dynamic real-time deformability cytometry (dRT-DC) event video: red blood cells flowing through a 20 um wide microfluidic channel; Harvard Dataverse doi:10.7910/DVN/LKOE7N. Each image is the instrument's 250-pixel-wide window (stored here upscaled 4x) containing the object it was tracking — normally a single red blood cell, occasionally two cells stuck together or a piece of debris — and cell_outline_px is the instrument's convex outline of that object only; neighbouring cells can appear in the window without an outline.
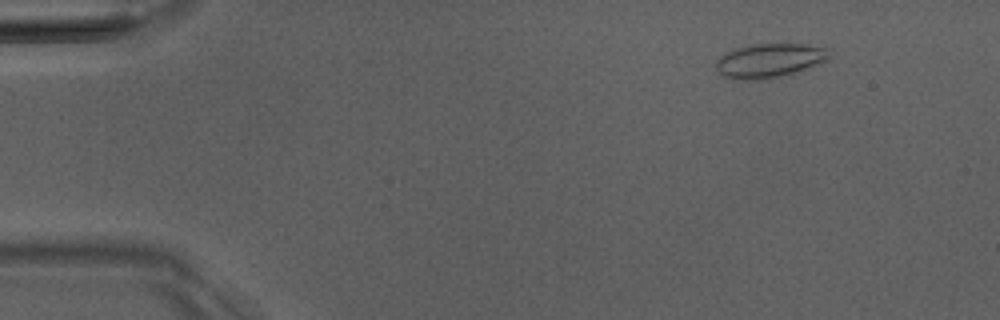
{"species": "Egyptian fruit bat (a non-hibernating species)", "species_latin": "Rousettus aegyptiacus", "temperature_condition": "room temperature", "stored_images_in_passage": 4, "camera_frame_rate_fps": 3000, "um_per_image_px": 0.085, "animal": {"sex": "male"}, "frame": {"image": 1, "passage_image": 1, "time_ms": 0.0, "image_size_px": [1000, 320], "cell_outline_px": [[828, 60], [800, 72], [788, 76], [764, 80], [736, 80], [724, 76], [716, 68], [716, 60], [720, 56], [736, 48], [752, 44], [804, 44], [828, 48]], "centroid_in_image_um": [65.42, 5.17], "position_along_channel_um": 19.6, "area_um2": 22.89}}